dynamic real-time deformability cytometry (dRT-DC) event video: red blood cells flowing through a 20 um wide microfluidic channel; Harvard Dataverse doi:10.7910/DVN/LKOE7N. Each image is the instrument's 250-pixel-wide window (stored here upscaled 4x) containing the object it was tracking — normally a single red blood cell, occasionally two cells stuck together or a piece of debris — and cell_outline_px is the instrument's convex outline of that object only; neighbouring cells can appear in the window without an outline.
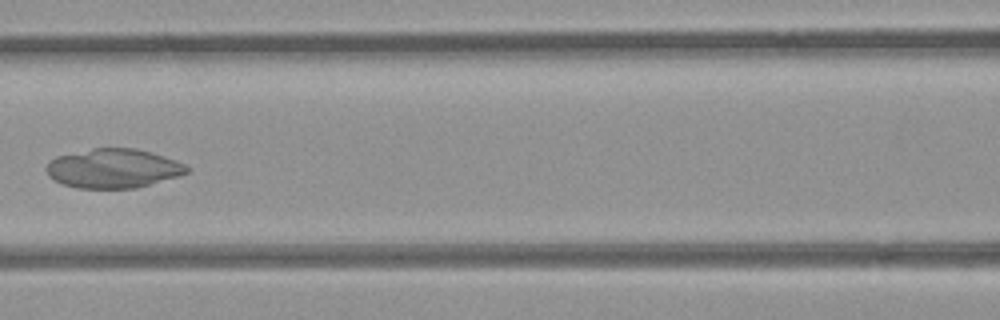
{"species": "common noctule bat (a hibernating species)", "species_latin": "Nyctalus noctula", "temperature_condition": "room temperature", "stored_images_in_passage": 6, "camera_frame_rate_fps": 3000, "um_per_image_px": 0.085, "animal": {"sex": "female", "body_mass_g": 21.9}, "frame": {"image": 1, "passage_image": 6, "time_ms": 6.0, "image_size_px": [1000, 320], "cell_outline_px": [[188, 172], [180, 176], [136, 188], [76, 188], [52, 180], [48, 176], [48, 164], [56, 156], [92, 148], [136, 148], [152, 152], [176, 160], [184, 164], [188, 168]], "centroid_in_image_um": [9.65, 14.31], "position_along_channel_um": 157.0, "area_um2": 32.08}}